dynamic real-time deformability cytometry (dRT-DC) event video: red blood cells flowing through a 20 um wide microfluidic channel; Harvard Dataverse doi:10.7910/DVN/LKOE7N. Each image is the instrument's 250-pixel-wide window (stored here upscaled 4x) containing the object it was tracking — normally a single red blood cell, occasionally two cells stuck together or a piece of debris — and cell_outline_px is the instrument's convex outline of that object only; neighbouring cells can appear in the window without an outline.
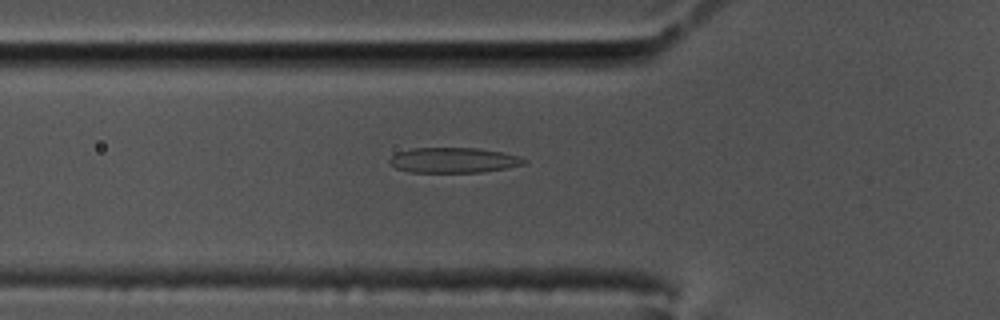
{"species": "common noctule bat (a hibernating species)", "species_latin": "Nyctalus noctula", "temperature_condition": "cold", "stored_images_in_passage": 52, "camera_frame_rate_fps": 3000, "um_per_image_px": 0.085, "animal": {"sex": "male", "body_mass_g": 17.5, "forearm_length_mm": 52.3}, "frame": {"image": 1, "passage_image": 14, "time_ms": 4.333, "image_size_px": [1000, 320], "cell_outline_px": [[528, 160], [524, 164], [484, 172], [408, 172], [396, 168], [388, 164], [388, 160], [396, 152], [412, 148], [476, 148], [500, 152], [520, 156]], "centroid_in_image_um": [38.5, 13.62], "position_along_channel_um": 87.3, "area_um2": 19.83}}
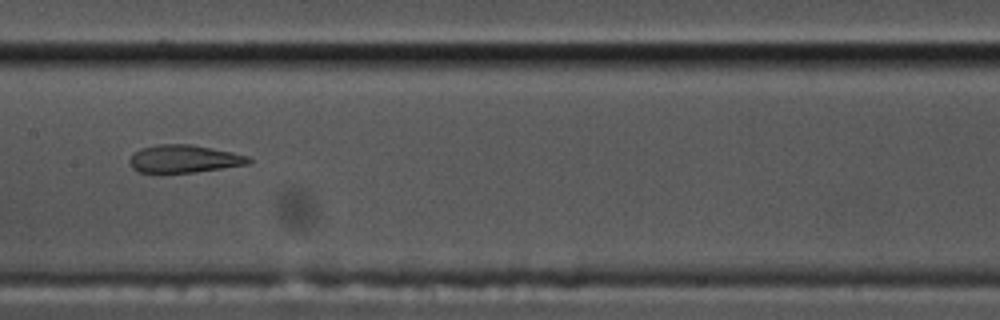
{"frame": {"image": 2, "passage_image": 23, "time_ms": 7.333, "image_size_px": [1000, 320], "cell_outline_px": [[252, 160], [248, 164], [192, 172], [160, 176], [136, 172], [132, 168], [128, 160], [140, 148], [160, 144], [192, 144], [232, 152], [248, 156]], "centroid_in_image_um": [15.55, 13.54], "position_along_channel_um": 191.8, "area_um2": 19.83}}
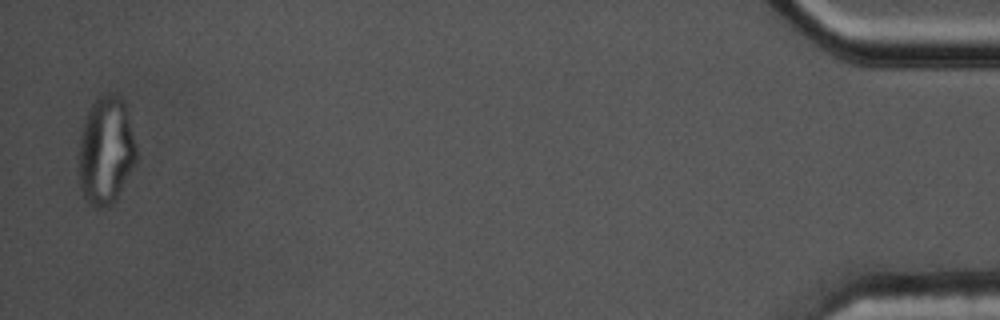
{"frame": {"image": 3, "passage_image": 51, "time_ms": 16.667, "image_size_px": [1000, 320], "cell_outline_px": [[136, 160], [116, 200], [108, 204], [96, 208], [88, 204], [80, 188], [80, 132], [88, 112], [92, 104], [100, 96], [120, 96], [124, 100], [136, 148]], "centroid_in_image_um": [9.0, 12.83], "position_along_channel_um": 426.2, "area_um2": 35.37}, "authors_computed_cell_mechanics": {"area_um2": 21.0681, "velocity_mm_per_s": 3.4705, "shape_relaxation_time_tau1_ms": null, "shape_relaxation_time_tau2_ms": 1.6495, "deformation_change_tau1": null, "deformation_change_tau2": 0.0929}}